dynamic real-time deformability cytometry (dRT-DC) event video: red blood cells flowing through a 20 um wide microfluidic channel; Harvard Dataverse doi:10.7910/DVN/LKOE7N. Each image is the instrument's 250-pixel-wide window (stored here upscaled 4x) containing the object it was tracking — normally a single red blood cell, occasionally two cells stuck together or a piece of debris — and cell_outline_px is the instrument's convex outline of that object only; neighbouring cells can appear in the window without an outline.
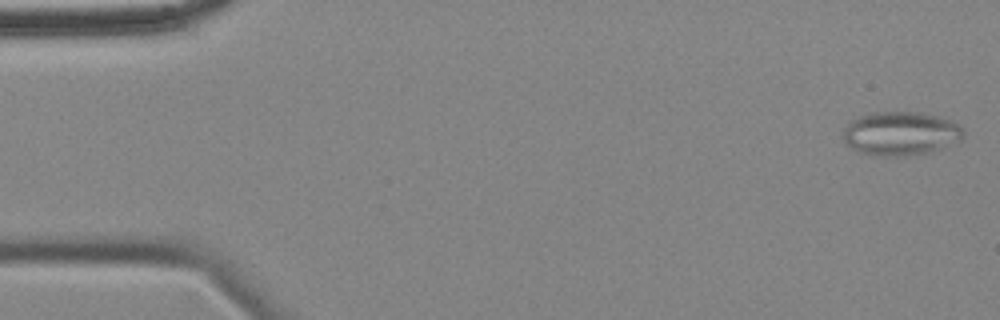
{"species": "common noctule bat (a hibernating species)", "species_latin": "Nyctalus noctula", "temperature_condition": "cold", "stored_images_in_passage": 30, "camera_frame_rate_fps": 3000, "um_per_image_px": 0.085, "animal": {"sex": "female", "body_mass_g": 18.4}, "frame": {"image": 1, "passage_image": 1, "time_ms": 0.0, "image_size_px": [1000, 320], "cell_outline_px": [[964, 136], [960, 140], [944, 148], [908, 156], [872, 156], [860, 152], [844, 144], [840, 136], [844, 128], [852, 120], [860, 116], [872, 112], [920, 112], [936, 116], [960, 124], [964, 128]], "centroid_in_image_um": [76.52, 11.36], "position_along_channel_um": 8.5, "area_um2": 31.1}}
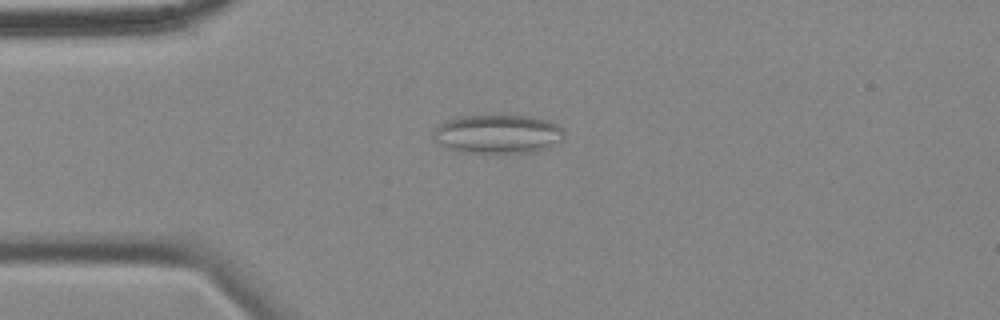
{"frame": {"image": 2, "passage_image": 13, "time_ms": 4.0, "image_size_px": [1000, 320], "cell_outline_px": [[564, 140], [548, 148], [536, 152], [464, 152], [448, 148], [440, 144], [432, 136], [432, 132], [444, 120], [460, 116], [532, 116], [548, 120], [564, 128]], "centroid_in_image_um": [42.36, 11.39], "position_along_channel_um": 42.6, "area_um2": 29.71}}
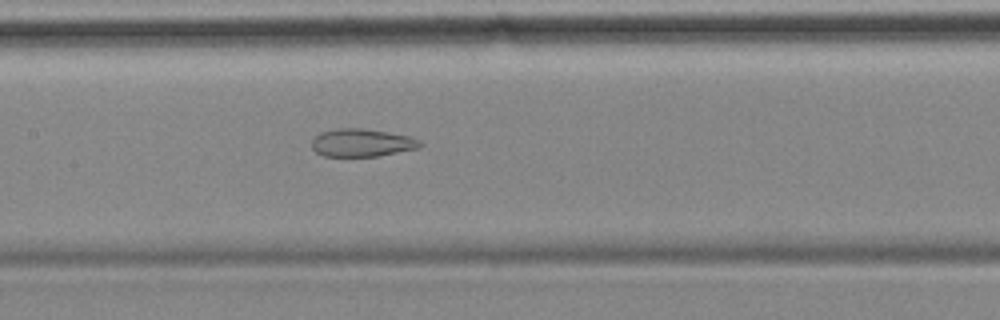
{"frame": {"image": 3, "passage_image": 26, "time_ms": 8.333, "image_size_px": [1000, 320], "cell_outline_px": [[424, 144], [420, 148], [376, 156], [324, 156], [316, 152], [312, 148], [312, 140], [320, 132], [336, 128], [364, 128], [388, 132], [408, 136], [420, 140]], "centroid_in_image_um": [30.76, 12.13], "position_along_channel_um": 176.6, "area_um2": 17.63}}